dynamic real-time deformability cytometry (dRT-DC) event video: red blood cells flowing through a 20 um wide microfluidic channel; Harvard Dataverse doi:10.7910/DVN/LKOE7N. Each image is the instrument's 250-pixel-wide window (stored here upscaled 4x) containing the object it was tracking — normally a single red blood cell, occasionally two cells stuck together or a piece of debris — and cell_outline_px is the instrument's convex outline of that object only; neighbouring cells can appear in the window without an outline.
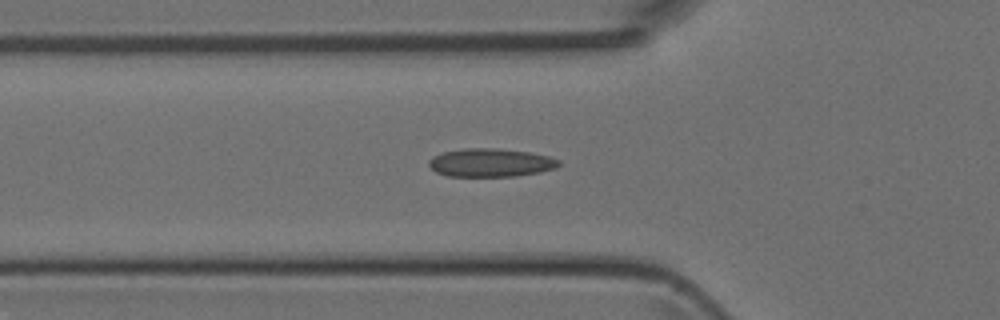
{"species": "Egyptian fruit bat (a non-hibernating species)", "species_latin": "Rousettus aegyptiacus", "temperature_condition": "room temperature", "stored_images_in_passage": 32, "camera_frame_rate_fps": 3000, "um_per_image_px": 0.085, "animal": {"sex": "female"}, "frame": {"image": 1, "passage_image": 4, "time_ms": 1.0, "image_size_px": [1000, 320], "cell_outline_px": [[560, 164], [556, 168], [540, 172], [512, 176], [448, 176], [436, 172], [428, 164], [428, 160], [432, 156], [444, 152], [464, 148], [496, 148], [528, 152], [548, 156], [560, 160]], "centroid_in_image_um": [41.69, 13.82], "position_along_channel_um": 84.1, "area_um2": 21.39}}
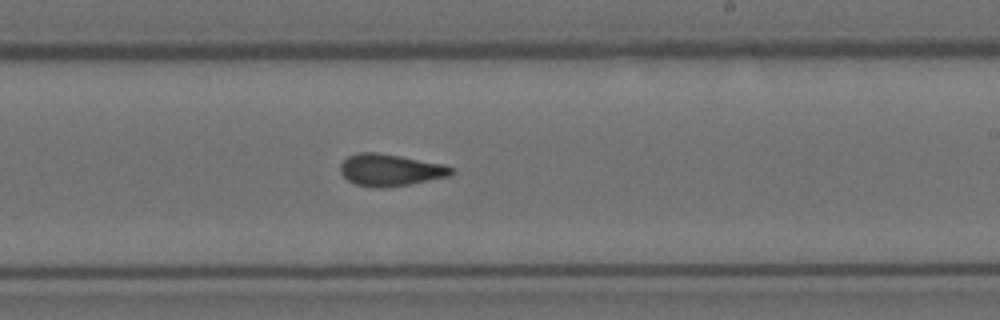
{"frame": {"image": 2, "passage_image": 16, "time_ms": 5.0, "image_size_px": [1000, 320], "cell_outline_px": [[456, 172], [452, 176], [388, 188], [376, 188], [356, 184], [348, 180], [340, 172], [340, 164], [348, 156], [356, 152], [376, 152], [400, 156], [444, 164], [452, 168]], "centroid_in_image_um": [33.19, 14.45], "position_along_channel_um": 255.8, "area_um2": 20.87}}
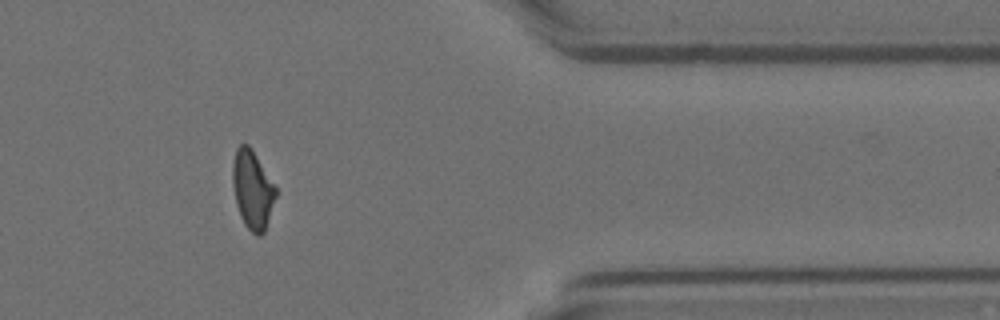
{"frame": {"image": 3, "passage_image": 27, "time_ms": 8.667, "image_size_px": [1000, 320], "cell_outline_px": [[276, 196], [264, 232], [260, 236], [256, 236], [244, 224], [240, 216], [236, 204], [232, 184], [232, 164], [236, 148], [240, 144], [248, 144], [252, 148], [276, 188]], "centroid_in_image_um": [21.43, 16.11], "position_along_channel_um": 390.0, "area_um2": 19.71}}